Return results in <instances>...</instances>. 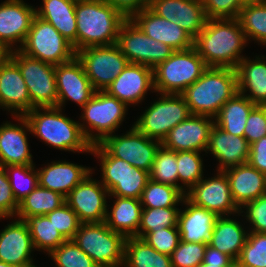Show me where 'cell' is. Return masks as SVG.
I'll return each mask as SVG.
<instances>
[{
  "mask_svg": "<svg viewBox=\"0 0 266 267\" xmlns=\"http://www.w3.org/2000/svg\"><path fill=\"white\" fill-rule=\"evenodd\" d=\"M111 156L150 172L161 142L148 138L133 124L125 133L111 134L99 143Z\"/></svg>",
  "mask_w": 266,
  "mask_h": 267,
  "instance_id": "cell-12",
  "label": "cell"
},
{
  "mask_svg": "<svg viewBox=\"0 0 266 267\" xmlns=\"http://www.w3.org/2000/svg\"><path fill=\"white\" fill-rule=\"evenodd\" d=\"M25 55L52 65L71 61L76 57L73 45L50 23L35 16L26 40L19 49Z\"/></svg>",
  "mask_w": 266,
  "mask_h": 267,
  "instance_id": "cell-9",
  "label": "cell"
},
{
  "mask_svg": "<svg viewBox=\"0 0 266 267\" xmlns=\"http://www.w3.org/2000/svg\"><path fill=\"white\" fill-rule=\"evenodd\" d=\"M4 229L0 230V261L17 267L36 265L35 251L28 226L24 220L14 217Z\"/></svg>",
  "mask_w": 266,
  "mask_h": 267,
  "instance_id": "cell-21",
  "label": "cell"
},
{
  "mask_svg": "<svg viewBox=\"0 0 266 267\" xmlns=\"http://www.w3.org/2000/svg\"><path fill=\"white\" fill-rule=\"evenodd\" d=\"M72 240L99 267H123L126 238L105 221L81 223Z\"/></svg>",
  "mask_w": 266,
  "mask_h": 267,
  "instance_id": "cell-7",
  "label": "cell"
},
{
  "mask_svg": "<svg viewBox=\"0 0 266 267\" xmlns=\"http://www.w3.org/2000/svg\"><path fill=\"white\" fill-rule=\"evenodd\" d=\"M0 109L11 116L31 111V99L18 65L7 56L0 63Z\"/></svg>",
  "mask_w": 266,
  "mask_h": 267,
  "instance_id": "cell-22",
  "label": "cell"
},
{
  "mask_svg": "<svg viewBox=\"0 0 266 267\" xmlns=\"http://www.w3.org/2000/svg\"><path fill=\"white\" fill-rule=\"evenodd\" d=\"M57 84V107L66 109L67 101L78 104L81 109L94 95L90 80L85 74L82 63L75 57L69 62L55 65Z\"/></svg>",
  "mask_w": 266,
  "mask_h": 267,
  "instance_id": "cell-18",
  "label": "cell"
},
{
  "mask_svg": "<svg viewBox=\"0 0 266 267\" xmlns=\"http://www.w3.org/2000/svg\"><path fill=\"white\" fill-rule=\"evenodd\" d=\"M142 239L156 251L169 256L172 255L174 249L181 241L177 226L165 227L158 229V231L149 232Z\"/></svg>",
  "mask_w": 266,
  "mask_h": 267,
  "instance_id": "cell-49",
  "label": "cell"
},
{
  "mask_svg": "<svg viewBox=\"0 0 266 267\" xmlns=\"http://www.w3.org/2000/svg\"><path fill=\"white\" fill-rule=\"evenodd\" d=\"M203 263L205 264H236V261L229 255L218 251L212 246L207 245Z\"/></svg>",
  "mask_w": 266,
  "mask_h": 267,
  "instance_id": "cell-56",
  "label": "cell"
},
{
  "mask_svg": "<svg viewBox=\"0 0 266 267\" xmlns=\"http://www.w3.org/2000/svg\"><path fill=\"white\" fill-rule=\"evenodd\" d=\"M149 180V172L134 168L109 191V196L140 199Z\"/></svg>",
  "mask_w": 266,
  "mask_h": 267,
  "instance_id": "cell-46",
  "label": "cell"
},
{
  "mask_svg": "<svg viewBox=\"0 0 266 267\" xmlns=\"http://www.w3.org/2000/svg\"><path fill=\"white\" fill-rule=\"evenodd\" d=\"M207 19L238 18L244 6L241 0H202Z\"/></svg>",
  "mask_w": 266,
  "mask_h": 267,
  "instance_id": "cell-51",
  "label": "cell"
},
{
  "mask_svg": "<svg viewBox=\"0 0 266 267\" xmlns=\"http://www.w3.org/2000/svg\"><path fill=\"white\" fill-rule=\"evenodd\" d=\"M92 171L65 197L66 204L77 214L81 223L104 222L109 192Z\"/></svg>",
  "mask_w": 266,
  "mask_h": 267,
  "instance_id": "cell-14",
  "label": "cell"
},
{
  "mask_svg": "<svg viewBox=\"0 0 266 267\" xmlns=\"http://www.w3.org/2000/svg\"><path fill=\"white\" fill-rule=\"evenodd\" d=\"M179 207L143 208L137 238L165 227L177 226Z\"/></svg>",
  "mask_w": 266,
  "mask_h": 267,
  "instance_id": "cell-42",
  "label": "cell"
},
{
  "mask_svg": "<svg viewBox=\"0 0 266 267\" xmlns=\"http://www.w3.org/2000/svg\"><path fill=\"white\" fill-rule=\"evenodd\" d=\"M243 5L266 3V0H241Z\"/></svg>",
  "mask_w": 266,
  "mask_h": 267,
  "instance_id": "cell-59",
  "label": "cell"
},
{
  "mask_svg": "<svg viewBox=\"0 0 266 267\" xmlns=\"http://www.w3.org/2000/svg\"><path fill=\"white\" fill-rule=\"evenodd\" d=\"M46 216L66 240L73 239L81 224L77 214L66 203L47 213Z\"/></svg>",
  "mask_w": 266,
  "mask_h": 267,
  "instance_id": "cell-50",
  "label": "cell"
},
{
  "mask_svg": "<svg viewBox=\"0 0 266 267\" xmlns=\"http://www.w3.org/2000/svg\"><path fill=\"white\" fill-rule=\"evenodd\" d=\"M112 198L114 199L112 206L107 205L105 223L111 230L122 234L125 238L137 237L143 210L140 199L118 196H109L108 199Z\"/></svg>",
  "mask_w": 266,
  "mask_h": 267,
  "instance_id": "cell-31",
  "label": "cell"
},
{
  "mask_svg": "<svg viewBox=\"0 0 266 267\" xmlns=\"http://www.w3.org/2000/svg\"><path fill=\"white\" fill-rule=\"evenodd\" d=\"M79 124L91 145L100 143L114 134L126 121L129 107L106 91H95L92 98L80 109Z\"/></svg>",
  "mask_w": 266,
  "mask_h": 267,
  "instance_id": "cell-5",
  "label": "cell"
},
{
  "mask_svg": "<svg viewBox=\"0 0 266 267\" xmlns=\"http://www.w3.org/2000/svg\"><path fill=\"white\" fill-rule=\"evenodd\" d=\"M76 57L96 91H105L130 63L116 44L87 47L77 51Z\"/></svg>",
  "mask_w": 266,
  "mask_h": 267,
  "instance_id": "cell-13",
  "label": "cell"
},
{
  "mask_svg": "<svg viewBox=\"0 0 266 267\" xmlns=\"http://www.w3.org/2000/svg\"><path fill=\"white\" fill-rule=\"evenodd\" d=\"M123 267H172L171 256L156 251L143 239L128 237L124 246Z\"/></svg>",
  "mask_w": 266,
  "mask_h": 267,
  "instance_id": "cell-34",
  "label": "cell"
},
{
  "mask_svg": "<svg viewBox=\"0 0 266 267\" xmlns=\"http://www.w3.org/2000/svg\"><path fill=\"white\" fill-rule=\"evenodd\" d=\"M130 19L148 37L169 45L173 50H185L194 46V38L175 23L155 14L149 7L133 14Z\"/></svg>",
  "mask_w": 266,
  "mask_h": 267,
  "instance_id": "cell-24",
  "label": "cell"
},
{
  "mask_svg": "<svg viewBox=\"0 0 266 267\" xmlns=\"http://www.w3.org/2000/svg\"><path fill=\"white\" fill-rule=\"evenodd\" d=\"M185 194L177 187L148 180L140 197L143 208L178 207Z\"/></svg>",
  "mask_w": 266,
  "mask_h": 267,
  "instance_id": "cell-37",
  "label": "cell"
},
{
  "mask_svg": "<svg viewBox=\"0 0 266 267\" xmlns=\"http://www.w3.org/2000/svg\"><path fill=\"white\" fill-rule=\"evenodd\" d=\"M28 226L36 251L47 255L58 248L66 239L46 215L29 216L24 220Z\"/></svg>",
  "mask_w": 266,
  "mask_h": 267,
  "instance_id": "cell-36",
  "label": "cell"
},
{
  "mask_svg": "<svg viewBox=\"0 0 266 267\" xmlns=\"http://www.w3.org/2000/svg\"><path fill=\"white\" fill-rule=\"evenodd\" d=\"M90 154L98 158L99 166H101V179L99 181L108 192L135 168L123 159L111 156L99 143L92 145Z\"/></svg>",
  "mask_w": 266,
  "mask_h": 267,
  "instance_id": "cell-38",
  "label": "cell"
},
{
  "mask_svg": "<svg viewBox=\"0 0 266 267\" xmlns=\"http://www.w3.org/2000/svg\"><path fill=\"white\" fill-rule=\"evenodd\" d=\"M8 56L18 65L34 107H57L55 65L29 57L20 50L10 51Z\"/></svg>",
  "mask_w": 266,
  "mask_h": 267,
  "instance_id": "cell-10",
  "label": "cell"
},
{
  "mask_svg": "<svg viewBox=\"0 0 266 267\" xmlns=\"http://www.w3.org/2000/svg\"><path fill=\"white\" fill-rule=\"evenodd\" d=\"M36 165L4 166L15 200L19 204L38 186Z\"/></svg>",
  "mask_w": 266,
  "mask_h": 267,
  "instance_id": "cell-41",
  "label": "cell"
},
{
  "mask_svg": "<svg viewBox=\"0 0 266 267\" xmlns=\"http://www.w3.org/2000/svg\"><path fill=\"white\" fill-rule=\"evenodd\" d=\"M255 106L256 104L250 99L237 92L221 107L218 115L214 118L215 125L224 132L244 137L246 121Z\"/></svg>",
  "mask_w": 266,
  "mask_h": 267,
  "instance_id": "cell-33",
  "label": "cell"
},
{
  "mask_svg": "<svg viewBox=\"0 0 266 267\" xmlns=\"http://www.w3.org/2000/svg\"><path fill=\"white\" fill-rule=\"evenodd\" d=\"M59 107H34L24 115L31 134L57 150L91 153V143L84 136L79 120L67 117Z\"/></svg>",
  "mask_w": 266,
  "mask_h": 267,
  "instance_id": "cell-2",
  "label": "cell"
},
{
  "mask_svg": "<svg viewBox=\"0 0 266 267\" xmlns=\"http://www.w3.org/2000/svg\"><path fill=\"white\" fill-rule=\"evenodd\" d=\"M14 119L17 124L5 121L0 125V166L36 165L28 143V121L24 116H13Z\"/></svg>",
  "mask_w": 266,
  "mask_h": 267,
  "instance_id": "cell-20",
  "label": "cell"
},
{
  "mask_svg": "<svg viewBox=\"0 0 266 267\" xmlns=\"http://www.w3.org/2000/svg\"><path fill=\"white\" fill-rule=\"evenodd\" d=\"M0 267H17V266L10 265L8 263H5V262L0 261Z\"/></svg>",
  "mask_w": 266,
  "mask_h": 267,
  "instance_id": "cell-60",
  "label": "cell"
},
{
  "mask_svg": "<svg viewBox=\"0 0 266 267\" xmlns=\"http://www.w3.org/2000/svg\"><path fill=\"white\" fill-rule=\"evenodd\" d=\"M224 172L230 183L232 198L239 208L266 194V175L249 163L228 168Z\"/></svg>",
  "mask_w": 266,
  "mask_h": 267,
  "instance_id": "cell-28",
  "label": "cell"
},
{
  "mask_svg": "<svg viewBox=\"0 0 266 267\" xmlns=\"http://www.w3.org/2000/svg\"><path fill=\"white\" fill-rule=\"evenodd\" d=\"M9 52L0 43V63L8 56Z\"/></svg>",
  "mask_w": 266,
  "mask_h": 267,
  "instance_id": "cell-58",
  "label": "cell"
},
{
  "mask_svg": "<svg viewBox=\"0 0 266 267\" xmlns=\"http://www.w3.org/2000/svg\"><path fill=\"white\" fill-rule=\"evenodd\" d=\"M92 167L55 160L37 168L38 185L66 197L90 172Z\"/></svg>",
  "mask_w": 266,
  "mask_h": 267,
  "instance_id": "cell-27",
  "label": "cell"
},
{
  "mask_svg": "<svg viewBox=\"0 0 266 267\" xmlns=\"http://www.w3.org/2000/svg\"><path fill=\"white\" fill-rule=\"evenodd\" d=\"M236 267H266V233L248 232Z\"/></svg>",
  "mask_w": 266,
  "mask_h": 267,
  "instance_id": "cell-44",
  "label": "cell"
},
{
  "mask_svg": "<svg viewBox=\"0 0 266 267\" xmlns=\"http://www.w3.org/2000/svg\"><path fill=\"white\" fill-rule=\"evenodd\" d=\"M214 125L212 117L191 114L168 132L161 145L175 152H206Z\"/></svg>",
  "mask_w": 266,
  "mask_h": 267,
  "instance_id": "cell-17",
  "label": "cell"
},
{
  "mask_svg": "<svg viewBox=\"0 0 266 267\" xmlns=\"http://www.w3.org/2000/svg\"><path fill=\"white\" fill-rule=\"evenodd\" d=\"M239 216L240 213L219 217L214 225L212 240L209 243V246L229 255L235 261L244 247L248 234V228H245L246 223L244 222L243 225L238 221Z\"/></svg>",
  "mask_w": 266,
  "mask_h": 267,
  "instance_id": "cell-32",
  "label": "cell"
},
{
  "mask_svg": "<svg viewBox=\"0 0 266 267\" xmlns=\"http://www.w3.org/2000/svg\"><path fill=\"white\" fill-rule=\"evenodd\" d=\"M149 8L195 38L207 20L202 0H150Z\"/></svg>",
  "mask_w": 266,
  "mask_h": 267,
  "instance_id": "cell-23",
  "label": "cell"
},
{
  "mask_svg": "<svg viewBox=\"0 0 266 267\" xmlns=\"http://www.w3.org/2000/svg\"><path fill=\"white\" fill-rule=\"evenodd\" d=\"M105 91L128 107L138 106L145 100L148 91L155 93L153 69L129 63Z\"/></svg>",
  "mask_w": 266,
  "mask_h": 267,
  "instance_id": "cell-19",
  "label": "cell"
},
{
  "mask_svg": "<svg viewBox=\"0 0 266 267\" xmlns=\"http://www.w3.org/2000/svg\"><path fill=\"white\" fill-rule=\"evenodd\" d=\"M156 96L159 97L141 112L133 125L148 138L162 142L168 132L187 119L191 112L181 94L157 93Z\"/></svg>",
  "mask_w": 266,
  "mask_h": 267,
  "instance_id": "cell-8",
  "label": "cell"
},
{
  "mask_svg": "<svg viewBox=\"0 0 266 267\" xmlns=\"http://www.w3.org/2000/svg\"><path fill=\"white\" fill-rule=\"evenodd\" d=\"M248 163L266 175V136L250 145Z\"/></svg>",
  "mask_w": 266,
  "mask_h": 267,
  "instance_id": "cell-54",
  "label": "cell"
},
{
  "mask_svg": "<svg viewBox=\"0 0 266 267\" xmlns=\"http://www.w3.org/2000/svg\"><path fill=\"white\" fill-rule=\"evenodd\" d=\"M240 216L246 220L242 222H249L248 232L266 233V194L245 203L240 208Z\"/></svg>",
  "mask_w": 266,
  "mask_h": 267,
  "instance_id": "cell-48",
  "label": "cell"
},
{
  "mask_svg": "<svg viewBox=\"0 0 266 267\" xmlns=\"http://www.w3.org/2000/svg\"><path fill=\"white\" fill-rule=\"evenodd\" d=\"M66 203L58 192L37 186L20 203L16 218L25 220L29 216H42Z\"/></svg>",
  "mask_w": 266,
  "mask_h": 267,
  "instance_id": "cell-35",
  "label": "cell"
},
{
  "mask_svg": "<svg viewBox=\"0 0 266 267\" xmlns=\"http://www.w3.org/2000/svg\"><path fill=\"white\" fill-rule=\"evenodd\" d=\"M238 92L237 72L233 68L208 67L181 96L191 114L215 118L226 101Z\"/></svg>",
  "mask_w": 266,
  "mask_h": 267,
  "instance_id": "cell-4",
  "label": "cell"
},
{
  "mask_svg": "<svg viewBox=\"0 0 266 267\" xmlns=\"http://www.w3.org/2000/svg\"><path fill=\"white\" fill-rule=\"evenodd\" d=\"M116 45L133 64H142L151 69L168 59L175 50L169 45L148 37L127 18L119 28Z\"/></svg>",
  "mask_w": 266,
  "mask_h": 267,
  "instance_id": "cell-11",
  "label": "cell"
},
{
  "mask_svg": "<svg viewBox=\"0 0 266 267\" xmlns=\"http://www.w3.org/2000/svg\"><path fill=\"white\" fill-rule=\"evenodd\" d=\"M266 136V105H256L246 121L244 137L251 145Z\"/></svg>",
  "mask_w": 266,
  "mask_h": 267,
  "instance_id": "cell-52",
  "label": "cell"
},
{
  "mask_svg": "<svg viewBox=\"0 0 266 267\" xmlns=\"http://www.w3.org/2000/svg\"><path fill=\"white\" fill-rule=\"evenodd\" d=\"M77 51L116 44L120 26L127 19L105 0L76 2Z\"/></svg>",
  "mask_w": 266,
  "mask_h": 267,
  "instance_id": "cell-3",
  "label": "cell"
},
{
  "mask_svg": "<svg viewBox=\"0 0 266 267\" xmlns=\"http://www.w3.org/2000/svg\"><path fill=\"white\" fill-rule=\"evenodd\" d=\"M48 257L54 267H99L73 240L63 242Z\"/></svg>",
  "mask_w": 266,
  "mask_h": 267,
  "instance_id": "cell-45",
  "label": "cell"
},
{
  "mask_svg": "<svg viewBox=\"0 0 266 267\" xmlns=\"http://www.w3.org/2000/svg\"><path fill=\"white\" fill-rule=\"evenodd\" d=\"M35 8L23 0L0 3V43L8 52L19 50L24 44L36 16Z\"/></svg>",
  "mask_w": 266,
  "mask_h": 267,
  "instance_id": "cell-16",
  "label": "cell"
},
{
  "mask_svg": "<svg viewBox=\"0 0 266 267\" xmlns=\"http://www.w3.org/2000/svg\"><path fill=\"white\" fill-rule=\"evenodd\" d=\"M248 45L237 18L207 19L194 38V47L208 67L236 69Z\"/></svg>",
  "mask_w": 266,
  "mask_h": 267,
  "instance_id": "cell-1",
  "label": "cell"
},
{
  "mask_svg": "<svg viewBox=\"0 0 266 267\" xmlns=\"http://www.w3.org/2000/svg\"><path fill=\"white\" fill-rule=\"evenodd\" d=\"M149 179L179 188L176 152L160 146L156 153Z\"/></svg>",
  "mask_w": 266,
  "mask_h": 267,
  "instance_id": "cell-43",
  "label": "cell"
},
{
  "mask_svg": "<svg viewBox=\"0 0 266 267\" xmlns=\"http://www.w3.org/2000/svg\"><path fill=\"white\" fill-rule=\"evenodd\" d=\"M208 66L195 47L174 51L153 69L156 93L181 94L207 70Z\"/></svg>",
  "mask_w": 266,
  "mask_h": 267,
  "instance_id": "cell-6",
  "label": "cell"
},
{
  "mask_svg": "<svg viewBox=\"0 0 266 267\" xmlns=\"http://www.w3.org/2000/svg\"><path fill=\"white\" fill-rule=\"evenodd\" d=\"M37 8L36 16L50 23L77 52V21L74 0H42Z\"/></svg>",
  "mask_w": 266,
  "mask_h": 267,
  "instance_id": "cell-30",
  "label": "cell"
},
{
  "mask_svg": "<svg viewBox=\"0 0 266 267\" xmlns=\"http://www.w3.org/2000/svg\"><path fill=\"white\" fill-rule=\"evenodd\" d=\"M207 244L180 241L171 255L172 267H197L203 262Z\"/></svg>",
  "mask_w": 266,
  "mask_h": 267,
  "instance_id": "cell-47",
  "label": "cell"
},
{
  "mask_svg": "<svg viewBox=\"0 0 266 267\" xmlns=\"http://www.w3.org/2000/svg\"><path fill=\"white\" fill-rule=\"evenodd\" d=\"M194 205L216 213L219 217L240 213L234 202L230 183L224 171H217L211 178L203 177L185 195Z\"/></svg>",
  "mask_w": 266,
  "mask_h": 267,
  "instance_id": "cell-15",
  "label": "cell"
},
{
  "mask_svg": "<svg viewBox=\"0 0 266 267\" xmlns=\"http://www.w3.org/2000/svg\"><path fill=\"white\" fill-rule=\"evenodd\" d=\"M184 208L181 210V207ZM177 227L181 241L207 244L212 240L214 225L219 216L194 205L186 197L181 203Z\"/></svg>",
  "mask_w": 266,
  "mask_h": 267,
  "instance_id": "cell-25",
  "label": "cell"
},
{
  "mask_svg": "<svg viewBox=\"0 0 266 267\" xmlns=\"http://www.w3.org/2000/svg\"><path fill=\"white\" fill-rule=\"evenodd\" d=\"M197 267H236V264H205L201 262Z\"/></svg>",
  "mask_w": 266,
  "mask_h": 267,
  "instance_id": "cell-57",
  "label": "cell"
},
{
  "mask_svg": "<svg viewBox=\"0 0 266 267\" xmlns=\"http://www.w3.org/2000/svg\"><path fill=\"white\" fill-rule=\"evenodd\" d=\"M199 151H179L177 156V171L179 189L186 193L204 177L203 154Z\"/></svg>",
  "mask_w": 266,
  "mask_h": 267,
  "instance_id": "cell-40",
  "label": "cell"
},
{
  "mask_svg": "<svg viewBox=\"0 0 266 267\" xmlns=\"http://www.w3.org/2000/svg\"><path fill=\"white\" fill-rule=\"evenodd\" d=\"M18 208L19 204L12 193L7 172L3 166H0V220L14 218Z\"/></svg>",
  "mask_w": 266,
  "mask_h": 267,
  "instance_id": "cell-53",
  "label": "cell"
},
{
  "mask_svg": "<svg viewBox=\"0 0 266 267\" xmlns=\"http://www.w3.org/2000/svg\"><path fill=\"white\" fill-rule=\"evenodd\" d=\"M115 9L119 10L126 18H130L136 12L149 7L150 0H105Z\"/></svg>",
  "mask_w": 266,
  "mask_h": 267,
  "instance_id": "cell-55",
  "label": "cell"
},
{
  "mask_svg": "<svg viewBox=\"0 0 266 267\" xmlns=\"http://www.w3.org/2000/svg\"><path fill=\"white\" fill-rule=\"evenodd\" d=\"M253 57L245 56L236 67L238 92L256 105H266V57Z\"/></svg>",
  "mask_w": 266,
  "mask_h": 267,
  "instance_id": "cell-29",
  "label": "cell"
},
{
  "mask_svg": "<svg viewBox=\"0 0 266 267\" xmlns=\"http://www.w3.org/2000/svg\"><path fill=\"white\" fill-rule=\"evenodd\" d=\"M210 153L218 161L216 171L248 163L250 144L245 137L224 132L214 125L210 132L209 144L204 154Z\"/></svg>",
  "mask_w": 266,
  "mask_h": 267,
  "instance_id": "cell-26",
  "label": "cell"
},
{
  "mask_svg": "<svg viewBox=\"0 0 266 267\" xmlns=\"http://www.w3.org/2000/svg\"><path fill=\"white\" fill-rule=\"evenodd\" d=\"M237 19L248 43L266 46V3L244 5Z\"/></svg>",
  "mask_w": 266,
  "mask_h": 267,
  "instance_id": "cell-39",
  "label": "cell"
}]
</instances>
